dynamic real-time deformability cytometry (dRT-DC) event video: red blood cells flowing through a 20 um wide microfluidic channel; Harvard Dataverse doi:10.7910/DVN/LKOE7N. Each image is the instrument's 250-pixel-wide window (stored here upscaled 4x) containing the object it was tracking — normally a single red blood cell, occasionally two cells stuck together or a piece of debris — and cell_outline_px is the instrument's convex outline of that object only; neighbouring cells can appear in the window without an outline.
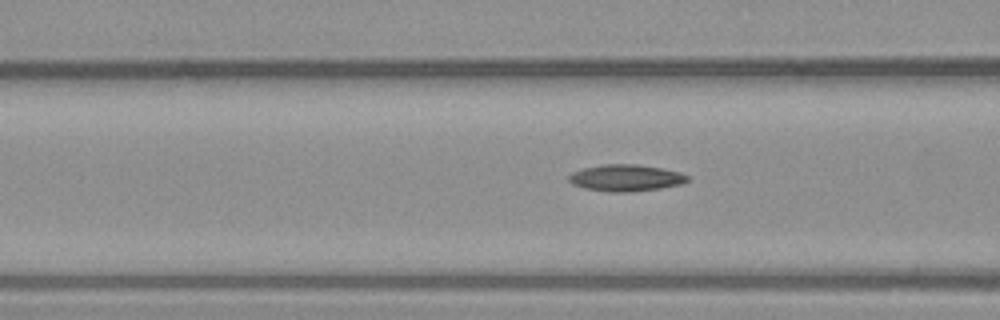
{"species": "common noctule bat (a hibernating species)", "species_latin": "Nyctalus noctula", "temperature_condition": "warm", "stored_images_in_passage": 6, "camera_frame_rate_fps": 3000, "um_per_image_px": 0.085, "animal": {"sex": "male", "body_mass_g": 23.1, "forearm_length_mm": 52.7}, "frame": {"image": 1, "passage_image": 4, "time_ms": 1.0, "image_size_px": [1000, 320], "cell_outline_px": [[688, 180], [680, 184], [660, 188], [632, 192], [608, 192], [584, 188], [572, 184], [568, 180], [568, 176], [572, 172], [584, 168], [604, 164], [636, 164], [660, 168], [680, 172], [688, 176]], "centroid_in_image_um": [53.16, 15.12], "position_along_channel_um": 113.4, "area_um2": 18.38}}